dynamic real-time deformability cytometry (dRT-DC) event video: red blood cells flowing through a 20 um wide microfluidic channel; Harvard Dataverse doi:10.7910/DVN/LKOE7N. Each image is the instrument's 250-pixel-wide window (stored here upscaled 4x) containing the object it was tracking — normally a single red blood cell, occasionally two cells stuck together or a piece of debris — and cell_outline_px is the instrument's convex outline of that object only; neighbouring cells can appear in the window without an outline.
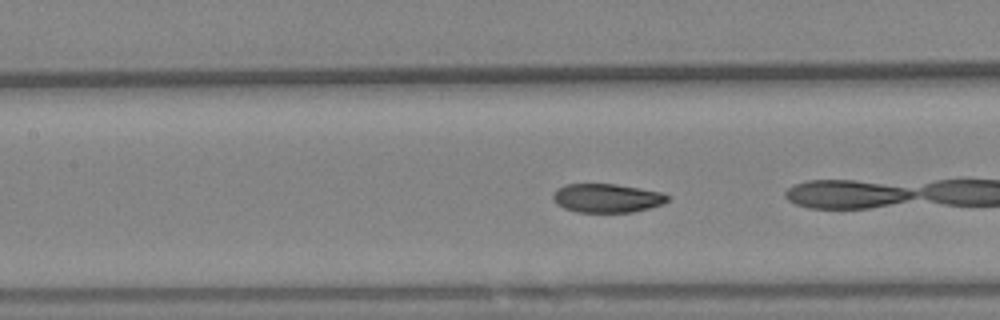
{"species": "Egyptian fruit bat (a non-hibernating species)", "species_latin": "Rousettus aegyptiacus", "temperature_condition": "warm", "stored_images_in_passage": 23, "camera_frame_rate_fps": 3000, "um_per_image_px": 0.085, "animal": {"sex": "female"}, "frame": {"image": 1, "passage_image": 10, "time_ms": 3.0, "image_size_px": [1000, 320], "cell_outline_px": [[668, 200], [664, 204], [632, 212], [576, 212], [564, 208], [556, 204], [552, 200], [552, 196], [556, 188], [564, 184], [616, 184], [664, 192], [668, 196]], "centroid_in_image_um": [51.56, 16.83], "position_along_channel_um": 155.8, "area_um2": 19.42}}